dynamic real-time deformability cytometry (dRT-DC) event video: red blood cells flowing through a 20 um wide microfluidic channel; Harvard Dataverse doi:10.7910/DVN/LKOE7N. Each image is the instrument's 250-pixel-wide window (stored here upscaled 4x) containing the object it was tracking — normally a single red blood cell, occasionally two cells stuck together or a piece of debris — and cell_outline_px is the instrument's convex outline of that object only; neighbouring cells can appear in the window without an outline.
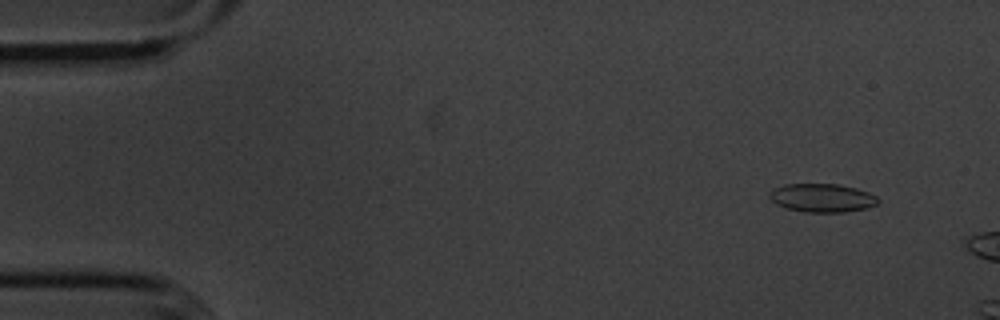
{"species": "common noctule bat (a hibernating species)", "species_latin": "Nyctalus noctula", "temperature_condition": "cold", "stored_images_in_passage": 11, "camera_frame_rate_fps": 3000, "um_per_image_px": 0.085, "animal": {"sex": "male", "body_mass_g": 20.1, "forearm_length_mm": 53.5}, "frame": {"image": 1, "passage_image": 4, "time_ms": 1.0, "image_size_px": [1000, 320], "cell_outline_px": [[880, 200], [876, 204], [868, 208], [844, 212], [804, 212], [788, 208], [776, 204], [768, 196], [772, 188], [784, 184], [840, 184], [856, 188], [868, 192], [876, 196]], "centroid_in_image_um": [69.88, 16.81], "position_along_channel_um": 15.1, "area_um2": 18.09}}